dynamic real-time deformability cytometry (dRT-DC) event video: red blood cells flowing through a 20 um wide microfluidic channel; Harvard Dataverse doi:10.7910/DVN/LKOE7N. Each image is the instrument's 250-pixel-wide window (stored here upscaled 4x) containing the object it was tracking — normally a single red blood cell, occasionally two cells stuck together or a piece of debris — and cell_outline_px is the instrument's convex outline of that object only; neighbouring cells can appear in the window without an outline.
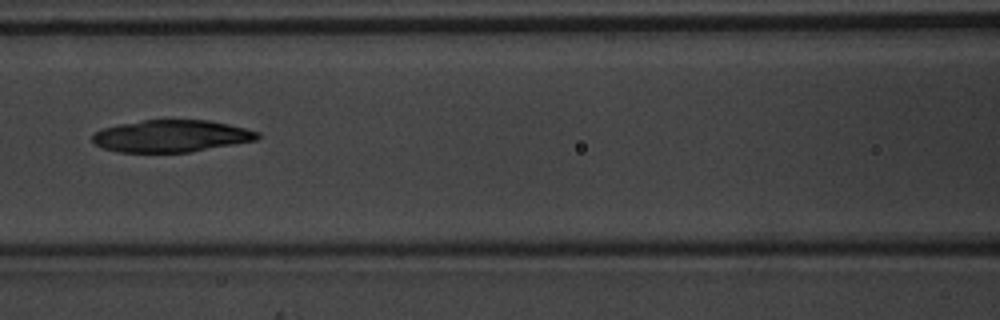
{"species": "common noctule bat (a hibernating species)", "species_latin": "Nyctalus noctula", "temperature_condition": "warm", "stored_images_in_passage": 5, "camera_frame_rate_fps": 3000, "um_per_image_px": 0.085, "animal": {"sex": "male", "body_mass_g": 20.1, "forearm_length_mm": 53.5}, "frame": {"image": 1, "passage_image": 5, "time_ms": 1.333, "image_size_px": [1000, 320], "cell_outline_px": [[260, 136], [256, 140], [192, 152], [120, 152], [104, 148], [96, 144], [92, 140], [92, 136], [96, 132], [104, 128], [120, 124], [144, 120], [208, 120], [228, 124], [260, 132]], "centroid_in_image_um": [14.58, 11.57], "position_along_channel_um": 152.0, "area_um2": 30.63}}